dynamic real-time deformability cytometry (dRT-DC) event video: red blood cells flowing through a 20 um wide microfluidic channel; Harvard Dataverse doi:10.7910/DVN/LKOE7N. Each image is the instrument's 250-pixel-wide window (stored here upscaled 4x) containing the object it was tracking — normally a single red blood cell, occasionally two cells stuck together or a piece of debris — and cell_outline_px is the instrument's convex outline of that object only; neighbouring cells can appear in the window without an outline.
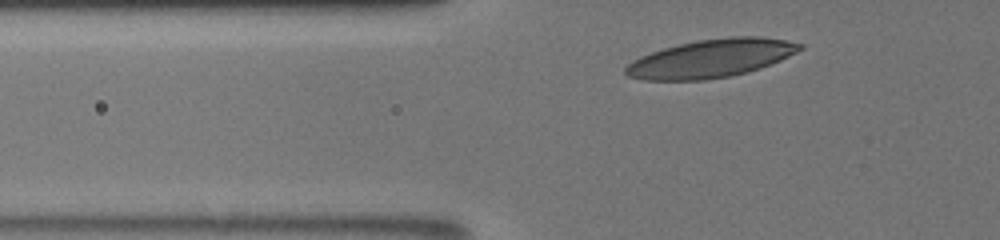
{"species": "human", "species_latin": "Homo sapiens", "temperature_condition": "room temperature", "stored_images_in_passage": 34, "camera_frame_rate_fps": 3000, "um_per_image_px": 0.085, "donor": {"sex": "male"}, "frame": {"image": 1, "passage_image": 4, "time_ms": 1.0, "image_size_px": [1000, 240], "cell_outline_px": [[804, 48], [780, 60], [760, 68], [748, 72], [728, 76], [704, 80], [644, 80], [628, 76], [624, 72], [624, 68], [632, 60], [640, 56], [664, 48], [680, 44], [700, 40], [728, 36], [760, 36], [784, 40], [804, 44]], "centroid_in_image_um": [60.43, 4.96], "position_along_channel_um": 65.4, "area_um2": 38.61}}
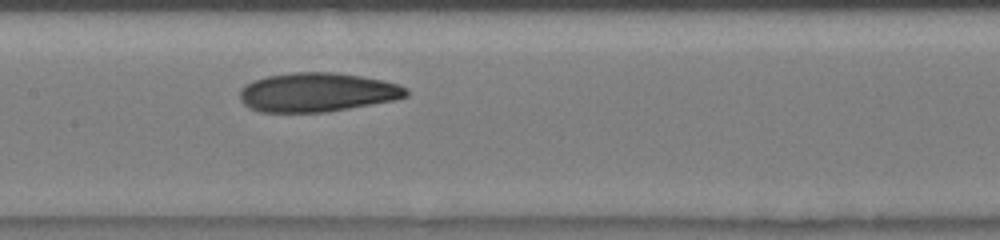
{"frame": {"image": 2, "passage_image": 14, "time_ms": 4.333, "image_size_px": [1000, 240], "cell_outline_px": [[408, 96], [396, 100], [328, 112], [260, 112], [248, 108], [240, 100], [240, 88], [244, 84], [252, 80], [268, 76], [292, 72], [336, 72], [360, 76], [380, 80], [396, 84], [408, 88]], "centroid_in_image_um": [26.93, 7.85], "position_along_channel_um": 180.5, "area_um2": 38.15}}
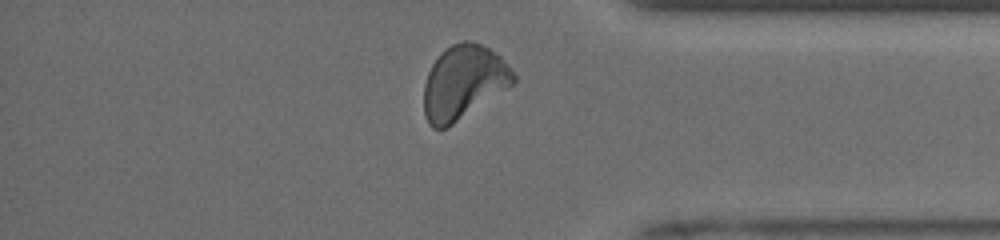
{"frame": {"image": 3, "passage_image": 31, "time_ms": 10.0, "image_size_px": [1000, 240], "cell_outline_px": [[516, 80], [512, 84], [452, 124], [444, 128], [432, 128], [428, 124], [424, 116], [424, 84], [428, 72], [432, 64], [452, 44], [460, 40], [468, 40], [480, 44], [496, 52], [508, 64], [516, 76]], "centroid_in_image_um": [39.38, 6.98], "position_along_channel_um": 395.8, "area_um2": 37.92}, "authors_computed_cell_mechanics": {"area_um2": 37.9168, "velocity_mm_per_s": 3.9204, "shape_relaxation_time_tau1_ms": 3.5969, "shape_relaxation_time_tau2_ms": 3.7696, "deformation_change_tau1": 0.1243, "deformation_change_tau2": 0.0971}}